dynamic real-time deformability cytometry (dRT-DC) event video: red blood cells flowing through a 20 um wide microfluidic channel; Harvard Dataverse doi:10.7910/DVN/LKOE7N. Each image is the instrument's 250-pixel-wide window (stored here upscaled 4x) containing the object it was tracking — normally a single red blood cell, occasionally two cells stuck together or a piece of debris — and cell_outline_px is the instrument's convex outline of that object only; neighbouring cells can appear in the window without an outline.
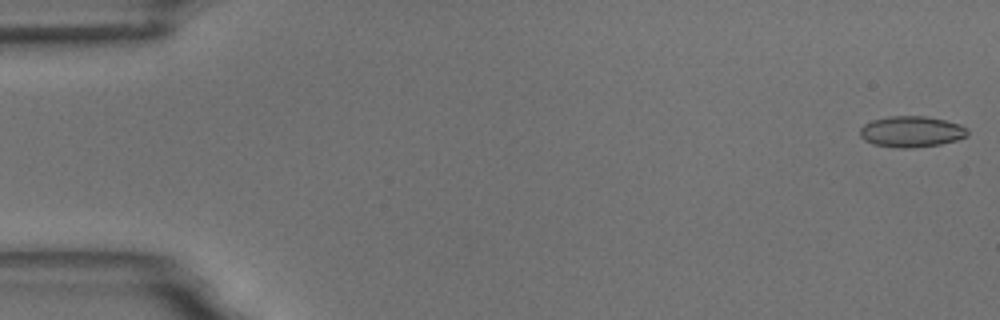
{"species": "common noctule bat (a hibernating species)", "species_latin": "Nyctalus noctula", "temperature_condition": "room temperature", "stored_images_in_passage": 55, "camera_frame_rate_fps": 3000, "um_per_image_px": 0.085, "animal": {"sex": "male", "body_mass_g": 18.8}, "frame": {"image": 1, "passage_image": 1, "time_ms": 0.0, "image_size_px": [1000, 320], "cell_outline_px": [[968, 136], [956, 140], [940, 144], [912, 148], [900, 148], [872, 144], [864, 140], [860, 136], [860, 128], [864, 124], [872, 120], [888, 116], [924, 116], [944, 120], [960, 124], [968, 128]], "centroid_in_image_um": [77.47, 11.19], "position_along_channel_um": 7.5, "area_um2": 19.54}}
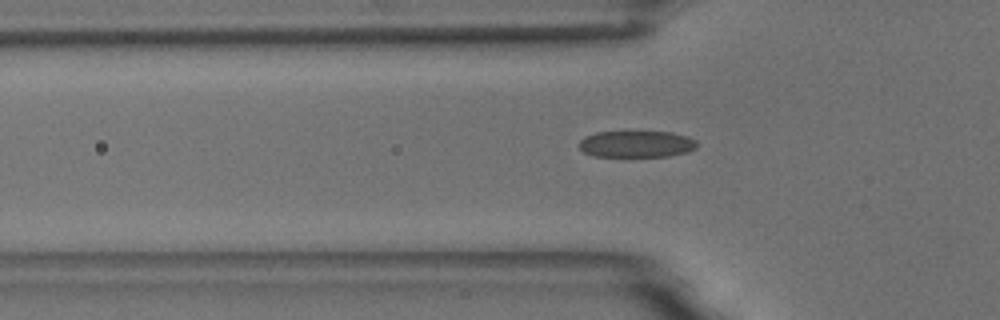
{"frame": {"image": 2, "passage_image": 18, "time_ms": 5.667, "image_size_px": [1000, 320], "cell_outline_px": [[696, 148], [688, 152], [668, 156], [592, 156], [584, 152], [580, 148], [580, 140], [584, 136], [596, 132], [672, 132], [688, 136], [696, 140]], "centroid_in_image_um": [54.11, 12.24], "position_along_channel_um": 71.7, "area_um2": 18.26}}
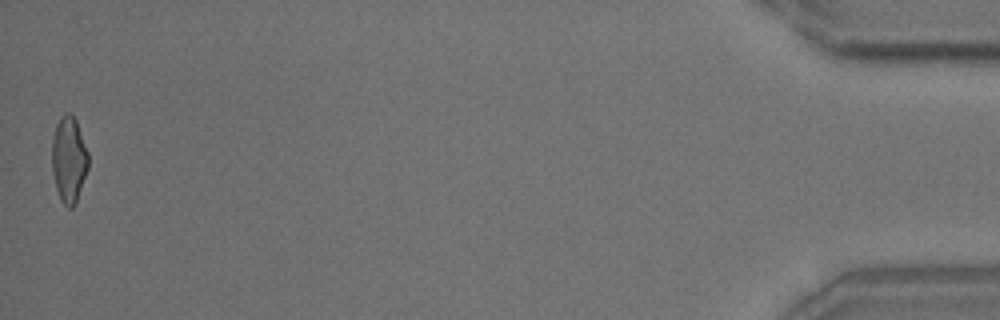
{"frame": {"image": 3, "passage_image": 55, "time_ms": 18.0, "image_size_px": [1000, 320], "cell_outline_px": [[88, 168], [76, 204], [72, 208], [68, 208], [60, 200], [56, 188], [52, 172], [52, 140], [56, 124], [60, 116], [64, 112], [72, 112], [76, 120], [88, 152]], "centroid_in_image_um": [5.85, 13.55], "position_along_channel_um": 429.4, "area_um2": 18.5}, "authors_computed_cell_mechanics": {"area_um2": 18.9584, "velocity_mm_per_s": 3.6574, "shape_relaxation_time_tau1_ms": 5.907, "shape_relaxation_time_tau2_ms": 1.4034, "deformation_change_tau1": 0.1275, "deformation_change_tau2": 0.0549}}